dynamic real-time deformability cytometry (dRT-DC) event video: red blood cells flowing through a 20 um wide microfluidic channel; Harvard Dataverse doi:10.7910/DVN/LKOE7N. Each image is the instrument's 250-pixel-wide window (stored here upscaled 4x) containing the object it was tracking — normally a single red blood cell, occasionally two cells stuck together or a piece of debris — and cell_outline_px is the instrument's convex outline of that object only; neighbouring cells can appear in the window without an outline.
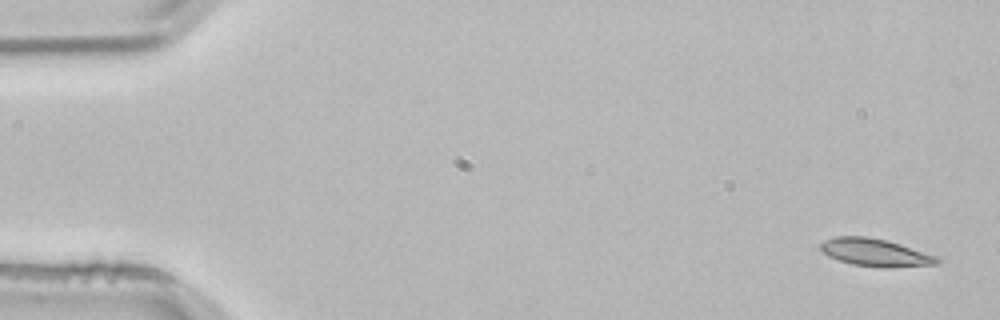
{"species": "common noctule bat (a hibernating species)", "species_latin": "Nyctalus noctula", "temperature_condition": "room temperature", "stored_images_in_passage": 4, "camera_frame_rate_fps": 3000, "um_per_image_px": 0.085, "animal": {"sex": "male", "body_mass_g": 21.5, "forearm_length_mm": 52.0}, "frame": {"image": 1, "passage_image": 1, "time_ms": 0.0, "image_size_px": [1000, 320], "cell_outline_px": [[940, 260], [936, 264], [888, 268], [880, 268], [852, 264], [828, 256], [820, 248], [820, 244], [824, 240], [836, 236], [868, 236], [888, 240], [940, 256]], "centroid_in_image_um": [74.44, 21.46], "position_along_channel_um": 10.6, "area_um2": 19.02}}